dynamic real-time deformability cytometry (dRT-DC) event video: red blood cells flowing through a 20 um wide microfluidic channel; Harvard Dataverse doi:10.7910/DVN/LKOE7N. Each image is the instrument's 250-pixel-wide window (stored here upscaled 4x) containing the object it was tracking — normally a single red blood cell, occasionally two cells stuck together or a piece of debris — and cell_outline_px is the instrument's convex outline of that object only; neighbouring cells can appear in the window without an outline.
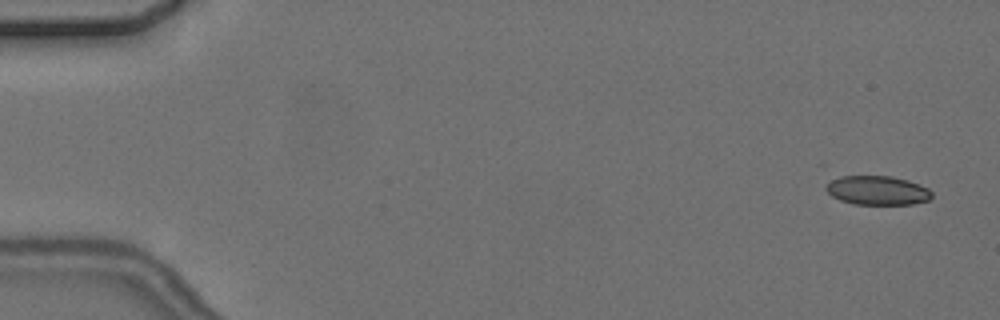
{"species": "common noctule bat (a hibernating species)", "species_latin": "Nyctalus noctula", "temperature_condition": "cold", "stored_images_in_passage": 5, "camera_frame_rate_fps": 3000, "um_per_image_px": 0.085, "animal": {"sex": "female", "body_mass_g": 24.6, "forearm_length_mm": 56.2}, "frame": {"image": 1, "passage_image": 1, "time_ms": 0.0, "image_size_px": [1000, 320], "cell_outline_px": [[932, 196], [928, 200], [912, 204], [856, 204], [840, 200], [832, 196], [824, 188], [832, 180], [840, 176], [892, 176], [908, 180], [928, 188], [932, 192]], "centroid_in_image_um": [74.59, 16.18], "position_along_channel_um": 10.4, "area_um2": 17.8}}
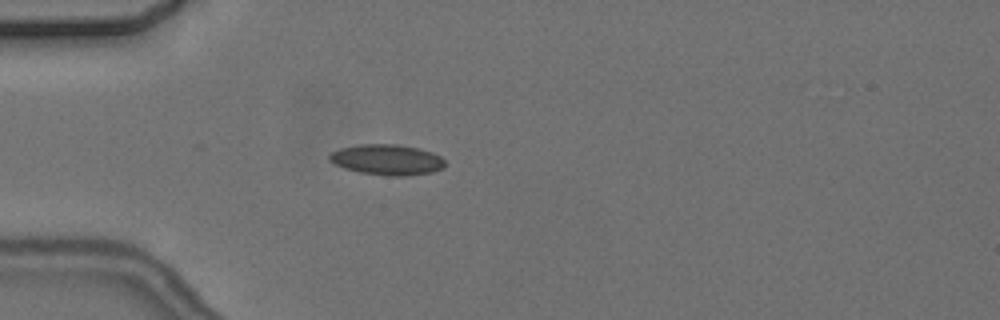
{"frame": {"image": 2, "passage_image": 5, "time_ms": 4.667, "image_size_px": [1000, 320], "cell_outline_px": [[444, 168], [432, 172], [404, 176], [388, 176], [360, 172], [344, 168], [328, 160], [328, 156], [332, 152], [340, 148], [360, 144], [396, 144], [416, 148], [432, 152], [440, 156], [444, 160]], "centroid_in_image_um": [32.89, 13.57], "position_along_channel_um": 52.1, "area_um2": 20.52}}